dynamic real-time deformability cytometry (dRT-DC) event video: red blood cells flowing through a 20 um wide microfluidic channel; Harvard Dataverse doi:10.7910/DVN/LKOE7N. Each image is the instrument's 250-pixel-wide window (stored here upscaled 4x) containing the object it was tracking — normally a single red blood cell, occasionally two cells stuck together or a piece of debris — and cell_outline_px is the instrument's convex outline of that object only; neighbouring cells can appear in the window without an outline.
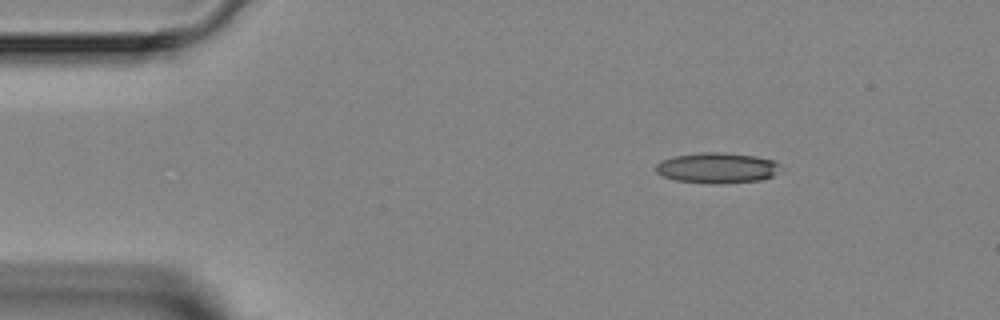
{"species": "Egyptian fruit bat (a non-hibernating species)", "species_latin": "Rousettus aegyptiacus", "temperature_condition": "room temperature", "stored_images_in_passage": 2, "camera_frame_rate_fps": 3000, "um_per_image_px": 0.085, "animal": {"sex": "female"}, "frame": {"image": 1, "passage_image": 1, "time_ms": 0.0, "image_size_px": [1000, 320], "cell_outline_px": [[780, 164], [772, 176], [760, 180], [720, 184], [708, 184], [676, 180], [664, 176], [656, 172], [656, 164], [660, 160], [672, 156], [700, 152], [724, 152], [756, 156], [772, 160]], "centroid_in_image_um": [60.9, 14.26], "position_along_channel_um": 24.1, "area_um2": 22.25}}
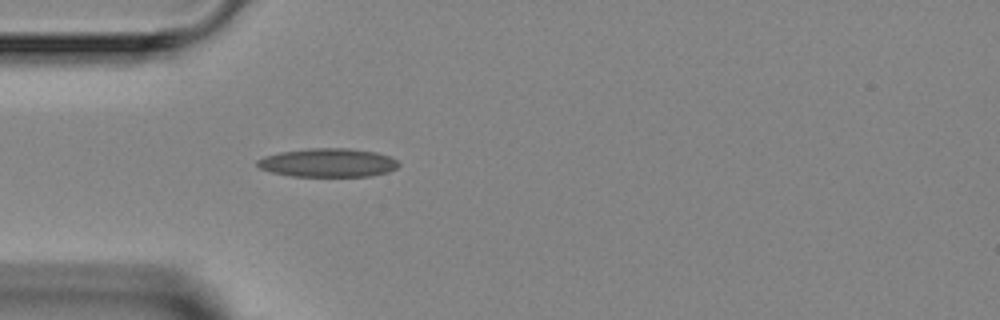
{"frame": {"image": 2, "passage_image": 2, "time_ms": 2.333, "image_size_px": [1000, 320], "cell_outline_px": [[400, 164], [396, 168], [388, 172], [368, 176], [292, 176], [272, 172], [260, 168], [256, 164], [256, 160], [264, 156], [280, 152], [308, 148], [348, 148], [376, 152], [388, 156], [396, 160]], "centroid_in_image_um": [27.86, 13.82], "position_along_channel_um": 57.1, "area_um2": 23.52}}